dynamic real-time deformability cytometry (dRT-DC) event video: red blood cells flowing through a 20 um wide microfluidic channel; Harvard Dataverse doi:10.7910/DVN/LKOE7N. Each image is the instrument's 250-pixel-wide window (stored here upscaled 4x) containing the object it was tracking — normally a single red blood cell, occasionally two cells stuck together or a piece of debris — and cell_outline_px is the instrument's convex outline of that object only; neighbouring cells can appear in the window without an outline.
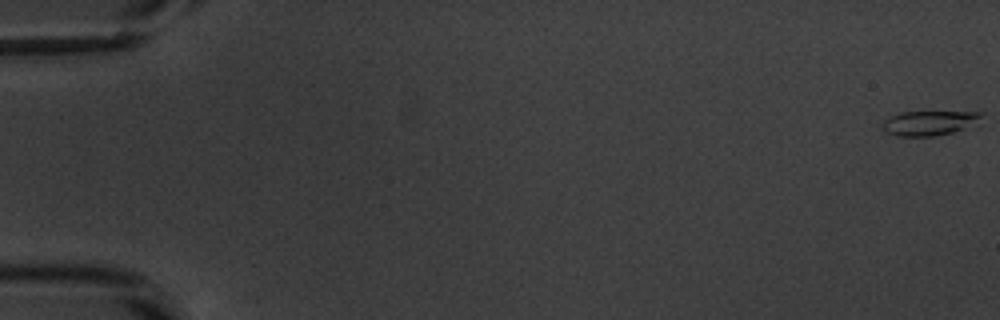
{"species": "common noctule bat (a hibernating species)", "species_latin": "Nyctalus noctula", "temperature_condition": "warm", "stored_images_in_passage": 54, "camera_frame_rate_fps": 3000, "um_per_image_px": 0.085, "animal": {"sex": "male", "body_mass_g": 20.1, "forearm_length_mm": 53.5}, "frame": {"image": 1, "passage_image": 1, "time_ms": 0.0, "image_size_px": [1000, 320], "cell_outline_px": [[984, 112], [980, 116], [964, 128], [952, 132], [936, 136], [896, 136], [888, 132], [884, 128], [884, 120], [888, 116], [900, 112]], "centroid_in_image_um": [78.89, 10.45], "position_along_channel_um": 6.1, "area_um2": 13.7}}
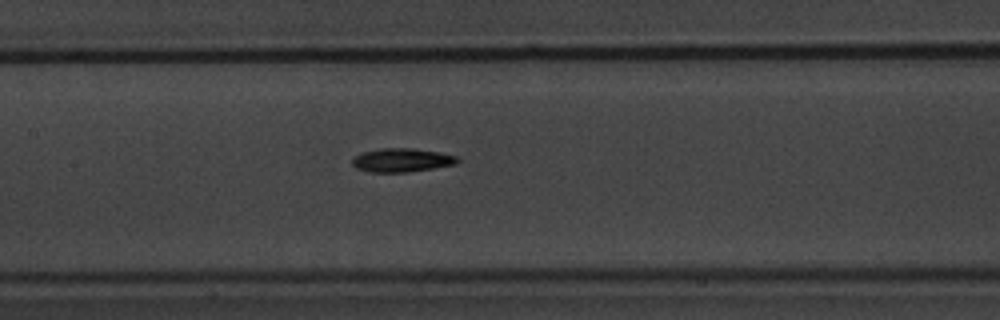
{"frame": {"image": 2, "passage_image": 27, "time_ms": 8.667, "image_size_px": [1000, 320], "cell_outline_px": [[460, 160], [456, 164], [408, 172], [368, 172], [356, 168], [352, 164], [352, 160], [360, 152], [380, 148], [412, 148], [436, 152], [456, 156]], "centroid_in_image_um": [34.11, 13.61], "position_along_channel_um": 173.3, "area_um2": 14.45}}
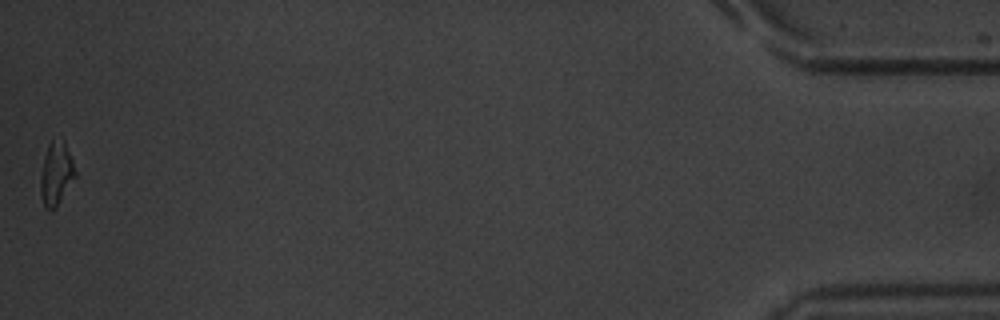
{"frame": {"image": 3, "passage_image": 54, "time_ms": 17.667, "image_size_px": [1000, 320], "cell_outline_px": [[76, 176], [52, 212], [44, 208], [40, 192], [40, 176], [44, 156], [48, 144], [52, 140], [64, 140], [72, 160], [76, 172]], "centroid_in_image_um": [4.75, 14.78], "position_along_channel_um": 430.4, "area_um2": 12.72}, "authors_computed_cell_mechanics": {"area_um2": 13.7853, "velocity_mm_per_s": 3.8603, "shape_relaxation_time_tau1_ms": 3.3498, "shape_relaxation_time_tau2_ms": null, "deformation_change_tau1": 0.1441, "deformation_change_tau2": null}}